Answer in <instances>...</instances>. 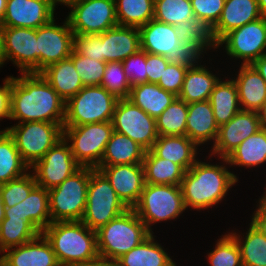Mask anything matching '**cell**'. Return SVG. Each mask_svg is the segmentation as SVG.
<instances>
[{
    "instance_id": "6da1fadb",
    "label": "cell",
    "mask_w": 266,
    "mask_h": 266,
    "mask_svg": "<svg viewBox=\"0 0 266 266\" xmlns=\"http://www.w3.org/2000/svg\"><path fill=\"white\" fill-rule=\"evenodd\" d=\"M65 104L58 93L40 73L11 76L10 119L18 123L43 121L58 123L65 119Z\"/></svg>"
},
{
    "instance_id": "7a4b0ae2",
    "label": "cell",
    "mask_w": 266,
    "mask_h": 266,
    "mask_svg": "<svg viewBox=\"0 0 266 266\" xmlns=\"http://www.w3.org/2000/svg\"><path fill=\"white\" fill-rule=\"evenodd\" d=\"M224 165L198 160L185 171L181 182L185 208L206 210L224 199L238 182L237 176Z\"/></svg>"
},
{
    "instance_id": "3957f363",
    "label": "cell",
    "mask_w": 266,
    "mask_h": 266,
    "mask_svg": "<svg viewBox=\"0 0 266 266\" xmlns=\"http://www.w3.org/2000/svg\"><path fill=\"white\" fill-rule=\"evenodd\" d=\"M60 266H71L99 256L97 233L82 221L54 222L42 231Z\"/></svg>"
},
{
    "instance_id": "277c9868",
    "label": "cell",
    "mask_w": 266,
    "mask_h": 266,
    "mask_svg": "<svg viewBox=\"0 0 266 266\" xmlns=\"http://www.w3.org/2000/svg\"><path fill=\"white\" fill-rule=\"evenodd\" d=\"M139 31L141 49L166 57L169 64L191 68L206 53L200 44H182L174 33V25L152 19L140 26Z\"/></svg>"
},
{
    "instance_id": "5b68a950",
    "label": "cell",
    "mask_w": 266,
    "mask_h": 266,
    "mask_svg": "<svg viewBox=\"0 0 266 266\" xmlns=\"http://www.w3.org/2000/svg\"><path fill=\"white\" fill-rule=\"evenodd\" d=\"M96 233L98 254L107 260L119 259L151 234L133 209H127Z\"/></svg>"
},
{
    "instance_id": "8992f818",
    "label": "cell",
    "mask_w": 266,
    "mask_h": 266,
    "mask_svg": "<svg viewBox=\"0 0 266 266\" xmlns=\"http://www.w3.org/2000/svg\"><path fill=\"white\" fill-rule=\"evenodd\" d=\"M89 180L90 167H81L60 185L48 190L52 223L82 220Z\"/></svg>"
},
{
    "instance_id": "52a82bcc",
    "label": "cell",
    "mask_w": 266,
    "mask_h": 266,
    "mask_svg": "<svg viewBox=\"0 0 266 266\" xmlns=\"http://www.w3.org/2000/svg\"><path fill=\"white\" fill-rule=\"evenodd\" d=\"M132 209L153 233L152 224L177 219L186 210L181 186L145 183L139 201Z\"/></svg>"
},
{
    "instance_id": "ba28073f",
    "label": "cell",
    "mask_w": 266,
    "mask_h": 266,
    "mask_svg": "<svg viewBox=\"0 0 266 266\" xmlns=\"http://www.w3.org/2000/svg\"><path fill=\"white\" fill-rule=\"evenodd\" d=\"M118 99L102 86H84L65 104L63 126L112 121Z\"/></svg>"
},
{
    "instance_id": "9c48e42d",
    "label": "cell",
    "mask_w": 266,
    "mask_h": 266,
    "mask_svg": "<svg viewBox=\"0 0 266 266\" xmlns=\"http://www.w3.org/2000/svg\"><path fill=\"white\" fill-rule=\"evenodd\" d=\"M112 122H97L80 126H63V138L81 167L96 169L113 132Z\"/></svg>"
},
{
    "instance_id": "30bf717a",
    "label": "cell",
    "mask_w": 266,
    "mask_h": 266,
    "mask_svg": "<svg viewBox=\"0 0 266 266\" xmlns=\"http://www.w3.org/2000/svg\"><path fill=\"white\" fill-rule=\"evenodd\" d=\"M127 209L107 178L99 170L90 168L86 209L81 221L97 231Z\"/></svg>"
},
{
    "instance_id": "8fae6325",
    "label": "cell",
    "mask_w": 266,
    "mask_h": 266,
    "mask_svg": "<svg viewBox=\"0 0 266 266\" xmlns=\"http://www.w3.org/2000/svg\"><path fill=\"white\" fill-rule=\"evenodd\" d=\"M6 131L29 167L63 138V127L60 124L43 121L18 123L6 128Z\"/></svg>"
},
{
    "instance_id": "7c38bea8",
    "label": "cell",
    "mask_w": 266,
    "mask_h": 266,
    "mask_svg": "<svg viewBox=\"0 0 266 266\" xmlns=\"http://www.w3.org/2000/svg\"><path fill=\"white\" fill-rule=\"evenodd\" d=\"M68 7L66 19L74 35L101 34L118 25L115 0H78Z\"/></svg>"
},
{
    "instance_id": "4fadbf2b",
    "label": "cell",
    "mask_w": 266,
    "mask_h": 266,
    "mask_svg": "<svg viewBox=\"0 0 266 266\" xmlns=\"http://www.w3.org/2000/svg\"><path fill=\"white\" fill-rule=\"evenodd\" d=\"M113 130L151 150L158 138L156 119L128 99H118L112 118Z\"/></svg>"
},
{
    "instance_id": "5bb4252c",
    "label": "cell",
    "mask_w": 266,
    "mask_h": 266,
    "mask_svg": "<svg viewBox=\"0 0 266 266\" xmlns=\"http://www.w3.org/2000/svg\"><path fill=\"white\" fill-rule=\"evenodd\" d=\"M225 44L226 54L242 59L243 65L253 64L266 53V18L247 23L227 33L215 46Z\"/></svg>"
},
{
    "instance_id": "9a60e30c",
    "label": "cell",
    "mask_w": 266,
    "mask_h": 266,
    "mask_svg": "<svg viewBox=\"0 0 266 266\" xmlns=\"http://www.w3.org/2000/svg\"><path fill=\"white\" fill-rule=\"evenodd\" d=\"M56 25L55 18L37 29L36 73L70 57L74 50V33L67 19Z\"/></svg>"
},
{
    "instance_id": "2e32d148",
    "label": "cell",
    "mask_w": 266,
    "mask_h": 266,
    "mask_svg": "<svg viewBox=\"0 0 266 266\" xmlns=\"http://www.w3.org/2000/svg\"><path fill=\"white\" fill-rule=\"evenodd\" d=\"M33 169L37 186L47 190L60 185L81 166L72 155L69 143L62 138L45 155L36 161Z\"/></svg>"
},
{
    "instance_id": "e0dca14e",
    "label": "cell",
    "mask_w": 266,
    "mask_h": 266,
    "mask_svg": "<svg viewBox=\"0 0 266 266\" xmlns=\"http://www.w3.org/2000/svg\"><path fill=\"white\" fill-rule=\"evenodd\" d=\"M3 65L11 60L21 73H36L37 29L3 27Z\"/></svg>"
},
{
    "instance_id": "ac0fdd59",
    "label": "cell",
    "mask_w": 266,
    "mask_h": 266,
    "mask_svg": "<svg viewBox=\"0 0 266 266\" xmlns=\"http://www.w3.org/2000/svg\"><path fill=\"white\" fill-rule=\"evenodd\" d=\"M96 169L107 178L128 209L137 204L145 185L143 164L98 166Z\"/></svg>"
},
{
    "instance_id": "d6986e66",
    "label": "cell",
    "mask_w": 266,
    "mask_h": 266,
    "mask_svg": "<svg viewBox=\"0 0 266 266\" xmlns=\"http://www.w3.org/2000/svg\"><path fill=\"white\" fill-rule=\"evenodd\" d=\"M261 129L258 113L240 110L230 121L219 126L212 155L226 158L244 140Z\"/></svg>"
},
{
    "instance_id": "ffe728a7",
    "label": "cell",
    "mask_w": 266,
    "mask_h": 266,
    "mask_svg": "<svg viewBox=\"0 0 266 266\" xmlns=\"http://www.w3.org/2000/svg\"><path fill=\"white\" fill-rule=\"evenodd\" d=\"M51 0H7L2 27L38 29L54 18Z\"/></svg>"
},
{
    "instance_id": "44dd1931",
    "label": "cell",
    "mask_w": 266,
    "mask_h": 266,
    "mask_svg": "<svg viewBox=\"0 0 266 266\" xmlns=\"http://www.w3.org/2000/svg\"><path fill=\"white\" fill-rule=\"evenodd\" d=\"M257 0H225L218 22L209 30L213 44L230 31L261 18Z\"/></svg>"
},
{
    "instance_id": "7402d4cb",
    "label": "cell",
    "mask_w": 266,
    "mask_h": 266,
    "mask_svg": "<svg viewBox=\"0 0 266 266\" xmlns=\"http://www.w3.org/2000/svg\"><path fill=\"white\" fill-rule=\"evenodd\" d=\"M2 253L5 266H60L51 244L42 233L33 240Z\"/></svg>"
},
{
    "instance_id": "603a6c76",
    "label": "cell",
    "mask_w": 266,
    "mask_h": 266,
    "mask_svg": "<svg viewBox=\"0 0 266 266\" xmlns=\"http://www.w3.org/2000/svg\"><path fill=\"white\" fill-rule=\"evenodd\" d=\"M140 49L138 27L117 25L102 33L103 62H122Z\"/></svg>"
},
{
    "instance_id": "cb8c5ba5",
    "label": "cell",
    "mask_w": 266,
    "mask_h": 266,
    "mask_svg": "<svg viewBox=\"0 0 266 266\" xmlns=\"http://www.w3.org/2000/svg\"><path fill=\"white\" fill-rule=\"evenodd\" d=\"M5 218L25 219L42 233L52 223L49 191L36 186L23 201L10 208H5Z\"/></svg>"
},
{
    "instance_id": "d4e9b609",
    "label": "cell",
    "mask_w": 266,
    "mask_h": 266,
    "mask_svg": "<svg viewBox=\"0 0 266 266\" xmlns=\"http://www.w3.org/2000/svg\"><path fill=\"white\" fill-rule=\"evenodd\" d=\"M186 122V136L198 146L212 140L215 143L219 126L209 100L188 103Z\"/></svg>"
},
{
    "instance_id": "484cf974",
    "label": "cell",
    "mask_w": 266,
    "mask_h": 266,
    "mask_svg": "<svg viewBox=\"0 0 266 266\" xmlns=\"http://www.w3.org/2000/svg\"><path fill=\"white\" fill-rule=\"evenodd\" d=\"M233 80L238 89L241 109L257 112L266 99V81L252 64H241Z\"/></svg>"
},
{
    "instance_id": "4316f807",
    "label": "cell",
    "mask_w": 266,
    "mask_h": 266,
    "mask_svg": "<svg viewBox=\"0 0 266 266\" xmlns=\"http://www.w3.org/2000/svg\"><path fill=\"white\" fill-rule=\"evenodd\" d=\"M198 145L188 136H158L151 151L159 158L180 165L185 171L197 161Z\"/></svg>"
},
{
    "instance_id": "83f0119b",
    "label": "cell",
    "mask_w": 266,
    "mask_h": 266,
    "mask_svg": "<svg viewBox=\"0 0 266 266\" xmlns=\"http://www.w3.org/2000/svg\"><path fill=\"white\" fill-rule=\"evenodd\" d=\"M40 74L64 101L84 87L70 57L49 65Z\"/></svg>"
},
{
    "instance_id": "f1b7e54d",
    "label": "cell",
    "mask_w": 266,
    "mask_h": 266,
    "mask_svg": "<svg viewBox=\"0 0 266 266\" xmlns=\"http://www.w3.org/2000/svg\"><path fill=\"white\" fill-rule=\"evenodd\" d=\"M146 150L126 135L113 131L99 166L142 164Z\"/></svg>"
},
{
    "instance_id": "f546056e",
    "label": "cell",
    "mask_w": 266,
    "mask_h": 266,
    "mask_svg": "<svg viewBox=\"0 0 266 266\" xmlns=\"http://www.w3.org/2000/svg\"><path fill=\"white\" fill-rule=\"evenodd\" d=\"M177 97L158 84L140 83L131 87L128 100L149 116L157 118Z\"/></svg>"
},
{
    "instance_id": "4dcf8cb0",
    "label": "cell",
    "mask_w": 266,
    "mask_h": 266,
    "mask_svg": "<svg viewBox=\"0 0 266 266\" xmlns=\"http://www.w3.org/2000/svg\"><path fill=\"white\" fill-rule=\"evenodd\" d=\"M219 77L208 71L206 66L195 64L188 68L178 98L186 103L209 100Z\"/></svg>"
},
{
    "instance_id": "1f68e13d",
    "label": "cell",
    "mask_w": 266,
    "mask_h": 266,
    "mask_svg": "<svg viewBox=\"0 0 266 266\" xmlns=\"http://www.w3.org/2000/svg\"><path fill=\"white\" fill-rule=\"evenodd\" d=\"M218 126L230 121L241 109L238 89L233 79L216 83L209 98Z\"/></svg>"
},
{
    "instance_id": "d6a6232c",
    "label": "cell",
    "mask_w": 266,
    "mask_h": 266,
    "mask_svg": "<svg viewBox=\"0 0 266 266\" xmlns=\"http://www.w3.org/2000/svg\"><path fill=\"white\" fill-rule=\"evenodd\" d=\"M153 234L117 260L124 266H177Z\"/></svg>"
},
{
    "instance_id": "836d02e7",
    "label": "cell",
    "mask_w": 266,
    "mask_h": 266,
    "mask_svg": "<svg viewBox=\"0 0 266 266\" xmlns=\"http://www.w3.org/2000/svg\"><path fill=\"white\" fill-rule=\"evenodd\" d=\"M222 159L230 166L257 167L266 162V129H260L244 140L226 158Z\"/></svg>"
},
{
    "instance_id": "e575fe53",
    "label": "cell",
    "mask_w": 266,
    "mask_h": 266,
    "mask_svg": "<svg viewBox=\"0 0 266 266\" xmlns=\"http://www.w3.org/2000/svg\"><path fill=\"white\" fill-rule=\"evenodd\" d=\"M142 164L146 184L181 186L185 170L180 165L157 157L151 150L146 151Z\"/></svg>"
},
{
    "instance_id": "d590c367",
    "label": "cell",
    "mask_w": 266,
    "mask_h": 266,
    "mask_svg": "<svg viewBox=\"0 0 266 266\" xmlns=\"http://www.w3.org/2000/svg\"><path fill=\"white\" fill-rule=\"evenodd\" d=\"M29 170L13 138L5 131L0 136V185L25 175Z\"/></svg>"
},
{
    "instance_id": "8d00e7d4",
    "label": "cell",
    "mask_w": 266,
    "mask_h": 266,
    "mask_svg": "<svg viewBox=\"0 0 266 266\" xmlns=\"http://www.w3.org/2000/svg\"><path fill=\"white\" fill-rule=\"evenodd\" d=\"M241 251L242 266H266V237L250 223L245 238L230 232Z\"/></svg>"
},
{
    "instance_id": "74e56055",
    "label": "cell",
    "mask_w": 266,
    "mask_h": 266,
    "mask_svg": "<svg viewBox=\"0 0 266 266\" xmlns=\"http://www.w3.org/2000/svg\"><path fill=\"white\" fill-rule=\"evenodd\" d=\"M118 25L140 27L154 19V0H115Z\"/></svg>"
},
{
    "instance_id": "f35d334b",
    "label": "cell",
    "mask_w": 266,
    "mask_h": 266,
    "mask_svg": "<svg viewBox=\"0 0 266 266\" xmlns=\"http://www.w3.org/2000/svg\"><path fill=\"white\" fill-rule=\"evenodd\" d=\"M40 232L25 219L4 218L0 224V252L36 238Z\"/></svg>"
},
{
    "instance_id": "ab89813d",
    "label": "cell",
    "mask_w": 266,
    "mask_h": 266,
    "mask_svg": "<svg viewBox=\"0 0 266 266\" xmlns=\"http://www.w3.org/2000/svg\"><path fill=\"white\" fill-rule=\"evenodd\" d=\"M188 103L178 97L156 119L159 136H185Z\"/></svg>"
},
{
    "instance_id": "60d3db41",
    "label": "cell",
    "mask_w": 266,
    "mask_h": 266,
    "mask_svg": "<svg viewBox=\"0 0 266 266\" xmlns=\"http://www.w3.org/2000/svg\"><path fill=\"white\" fill-rule=\"evenodd\" d=\"M154 19L174 26L196 20L190 0H154Z\"/></svg>"
},
{
    "instance_id": "b9f144b4",
    "label": "cell",
    "mask_w": 266,
    "mask_h": 266,
    "mask_svg": "<svg viewBox=\"0 0 266 266\" xmlns=\"http://www.w3.org/2000/svg\"><path fill=\"white\" fill-rule=\"evenodd\" d=\"M218 239L215 249L209 252L211 266H242L241 251L234 237L228 232Z\"/></svg>"
},
{
    "instance_id": "7bdbcfd3",
    "label": "cell",
    "mask_w": 266,
    "mask_h": 266,
    "mask_svg": "<svg viewBox=\"0 0 266 266\" xmlns=\"http://www.w3.org/2000/svg\"><path fill=\"white\" fill-rule=\"evenodd\" d=\"M36 186L34 175L30 172L10 180L8 183L1 184L0 198L5 208H10L23 201Z\"/></svg>"
},
{
    "instance_id": "ee69618b",
    "label": "cell",
    "mask_w": 266,
    "mask_h": 266,
    "mask_svg": "<svg viewBox=\"0 0 266 266\" xmlns=\"http://www.w3.org/2000/svg\"><path fill=\"white\" fill-rule=\"evenodd\" d=\"M100 86L104 87L117 99H128L132 86L123 70L122 62L112 61L106 63Z\"/></svg>"
},
{
    "instance_id": "f6af8a7d",
    "label": "cell",
    "mask_w": 266,
    "mask_h": 266,
    "mask_svg": "<svg viewBox=\"0 0 266 266\" xmlns=\"http://www.w3.org/2000/svg\"><path fill=\"white\" fill-rule=\"evenodd\" d=\"M70 58L73 60L76 71L84 86H100L104 76L107 62L98 61L80 55L75 49Z\"/></svg>"
},
{
    "instance_id": "bcb514c9",
    "label": "cell",
    "mask_w": 266,
    "mask_h": 266,
    "mask_svg": "<svg viewBox=\"0 0 266 266\" xmlns=\"http://www.w3.org/2000/svg\"><path fill=\"white\" fill-rule=\"evenodd\" d=\"M174 33L182 44H200L204 49L215 48L209 30L197 20H186L174 26Z\"/></svg>"
},
{
    "instance_id": "7dc6e473",
    "label": "cell",
    "mask_w": 266,
    "mask_h": 266,
    "mask_svg": "<svg viewBox=\"0 0 266 266\" xmlns=\"http://www.w3.org/2000/svg\"><path fill=\"white\" fill-rule=\"evenodd\" d=\"M194 17L210 30L219 20L225 0H190Z\"/></svg>"
},
{
    "instance_id": "c3c4849f",
    "label": "cell",
    "mask_w": 266,
    "mask_h": 266,
    "mask_svg": "<svg viewBox=\"0 0 266 266\" xmlns=\"http://www.w3.org/2000/svg\"><path fill=\"white\" fill-rule=\"evenodd\" d=\"M122 66L131 86L147 83L146 52L144 50L140 49L122 61Z\"/></svg>"
},
{
    "instance_id": "681fc988",
    "label": "cell",
    "mask_w": 266,
    "mask_h": 266,
    "mask_svg": "<svg viewBox=\"0 0 266 266\" xmlns=\"http://www.w3.org/2000/svg\"><path fill=\"white\" fill-rule=\"evenodd\" d=\"M74 49L80 55L103 61L102 33L74 35Z\"/></svg>"
},
{
    "instance_id": "f907efd6",
    "label": "cell",
    "mask_w": 266,
    "mask_h": 266,
    "mask_svg": "<svg viewBox=\"0 0 266 266\" xmlns=\"http://www.w3.org/2000/svg\"><path fill=\"white\" fill-rule=\"evenodd\" d=\"M187 67L182 65L168 64L158 81V85L178 96L182 90Z\"/></svg>"
},
{
    "instance_id": "816d5d0a",
    "label": "cell",
    "mask_w": 266,
    "mask_h": 266,
    "mask_svg": "<svg viewBox=\"0 0 266 266\" xmlns=\"http://www.w3.org/2000/svg\"><path fill=\"white\" fill-rule=\"evenodd\" d=\"M168 64L166 57L146 52L147 83L157 84Z\"/></svg>"
},
{
    "instance_id": "f5cc1de1",
    "label": "cell",
    "mask_w": 266,
    "mask_h": 266,
    "mask_svg": "<svg viewBox=\"0 0 266 266\" xmlns=\"http://www.w3.org/2000/svg\"><path fill=\"white\" fill-rule=\"evenodd\" d=\"M3 86H0V120L10 119L11 111V76L4 79Z\"/></svg>"
},
{
    "instance_id": "db71d44e",
    "label": "cell",
    "mask_w": 266,
    "mask_h": 266,
    "mask_svg": "<svg viewBox=\"0 0 266 266\" xmlns=\"http://www.w3.org/2000/svg\"><path fill=\"white\" fill-rule=\"evenodd\" d=\"M251 223L266 237V207L258 206L252 215Z\"/></svg>"
},
{
    "instance_id": "11a10c76",
    "label": "cell",
    "mask_w": 266,
    "mask_h": 266,
    "mask_svg": "<svg viewBox=\"0 0 266 266\" xmlns=\"http://www.w3.org/2000/svg\"><path fill=\"white\" fill-rule=\"evenodd\" d=\"M71 266H109V260L105 259L104 257L98 256L93 260L76 263Z\"/></svg>"
},
{
    "instance_id": "9f6ffc18",
    "label": "cell",
    "mask_w": 266,
    "mask_h": 266,
    "mask_svg": "<svg viewBox=\"0 0 266 266\" xmlns=\"http://www.w3.org/2000/svg\"><path fill=\"white\" fill-rule=\"evenodd\" d=\"M252 65L257 69L261 77L266 81V53L258 58Z\"/></svg>"
},
{
    "instance_id": "6f0895ef",
    "label": "cell",
    "mask_w": 266,
    "mask_h": 266,
    "mask_svg": "<svg viewBox=\"0 0 266 266\" xmlns=\"http://www.w3.org/2000/svg\"><path fill=\"white\" fill-rule=\"evenodd\" d=\"M258 118L262 129H266V99L261 108L257 111Z\"/></svg>"
},
{
    "instance_id": "680465c9",
    "label": "cell",
    "mask_w": 266,
    "mask_h": 266,
    "mask_svg": "<svg viewBox=\"0 0 266 266\" xmlns=\"http://www.w3.org/2000/svg\"><path fill=\"white\" fill-rule=\"evenodd\" d=\"M2 25L0 23V67L3 66V44H2Z\"/></svg>"
},
{
    "instance_id": "91938a15",
    "label": "cell",
    "mask_w": 266,
    "mask_h": 266,
    "mask_svg": "<svg viewBox=\"0 0 266 266\" xmlns=\"http://www.w3.org/2000/svg\"><path fill=\"white\" fill-rule=\"evenodd\" d=\"M6 4H7V0H0V23L6 11Z\"/></svg>"
},
{
    "instance_id": "94428289",
    "label": "cell",
    "mask_w": 266,
    "mask_h": 266,
    "mask_svg": "<svg viewBox=\"0 0 266 266\" xmlns=\"http://www.w3.org/2000/svg\"><path fill=\"white\" fill-rule=\"evenodd\" d=\"M262 17L266 18V0H257Z\"/></svg>"
},
{
    "instance_id": "6125c7cd",
    "label": "cell",
    "mask_w": 266,
    "mask_h": 266,
    "mask_svg": "<svg viewBox=\"0 0 266 266\" xmlns=\"http://www.w3.org/2000/svg\"><path fill=\"white\" fill-rule=\"evenodd\" d=\"M78 0H51L52 4L56 7L57 4H64L66 6Z\"/></svg>"
},
{
    "instance_id": "be15d7a7",
    "label": "cell",
    "mask_w": 266,
    "mask_h": 266,
    "mask_svg": "<svg viewBox=\"0 0 266 266\" xmlns=\"http://www.w3.org/2000/svg\"><path fill=\"white\" fill-rule=\"evenodd\" d=\"M4 218H5V206H4L3 201L0 198V224Z\"/></svg>"
},
{
    "instance_id": "e7e4bbea",
    "label": "cell",
    "mask_w": 266,
    "mask_h": 266,
    "mask_svg": "<svg viewBox=\"0 0 266 266\" xmlns=\"http://www.w3.org/2000/svg\"><path fill=\"white\" fill-rule=\"evenodd\" d=\"M259 199H260L258 202L259 204L257 206H265L266 207V190L264 192V195Z\"/></svg>"
},
{
    "instance_id": "03108f58",
    "label": "cell",
    "mask_w": 266,
    "mask_h": 266,
    "mask_svg": "<svg viewBox=\"0 0 266 266\" xmlns=\"http://www.w3.org/2000/svg\"><path fill=\"white\" fill-rule=\"evenodd\" d=\"M109 266H124V265L118 260H109Z\"/></svg>"
},
{
    "instance_id": "003e7915",
    "label": "cell",
    "mask_w": 266,
    "mask_h": 266,
    "mask_svg": "<svg viewBox=\"0 0 266 266\" xmlns=\"http://www.w3.org/2000/svg\"><path fill=\"white\" fill-rule=\"evenodd\" d=\"M1 254V252H0ZM0 266H5V261L3 255L0 256Z\"/></svg>"
},
{
    "instance_id": "a7ac6f4b",
    "label": "cell",
    "mask_w": 266,
    "mask_h": 266,
    "mask_svg": "<svg viewBox=\"0 0 266 266\" xmlns=\"http://www.w3.org/2000/svg\"><path fill=\"white\" fill-rule=\"evenodd\" d=\"M6 131V129H4V130H0V136L4 133Z\"/></svg>"
}]
</instances>
